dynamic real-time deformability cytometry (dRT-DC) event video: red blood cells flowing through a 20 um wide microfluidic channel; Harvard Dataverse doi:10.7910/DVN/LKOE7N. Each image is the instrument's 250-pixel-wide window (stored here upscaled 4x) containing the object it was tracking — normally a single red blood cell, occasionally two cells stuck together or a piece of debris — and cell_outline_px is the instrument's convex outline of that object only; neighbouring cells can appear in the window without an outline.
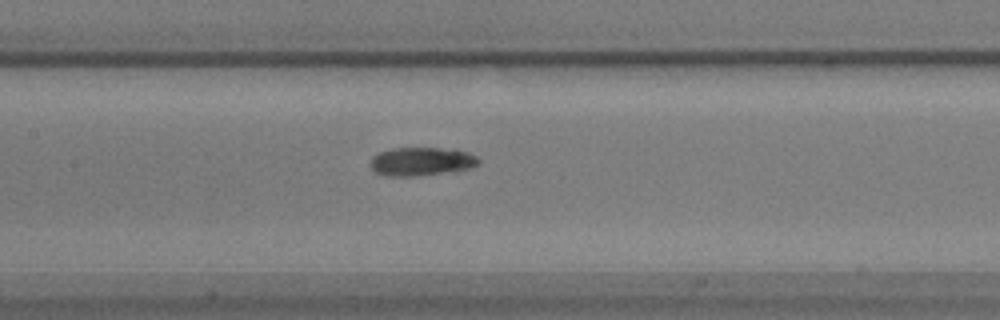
{"species": "common noctule bat (a hibernating species)", "species_latin": "Nyctalus noctula", "temperature_condition": "warm", "stored_images_in_passage": 41, "camera_frame_rate_fps": 3000, "um_per_image_px": 0.085, "animal": {"sex": "male", "body_mass_g": 17.9}, "frame": {"image": 1, "passage_image": 11, "time_ms": 3.333, "image_size_px": [1000, 320], "cell_outline_px": [[480, 160], [476, 164], [468, 168], [456, 172], [416, 176], [388, 176], [376, 172], [372, 168], [372, 156], [380, 152], [392, 148], [456, 148], [468, 152], [476, 156]], "centroid_in_image_um": [35.87, 13.72], "position_along_channel_um": 171.5, "area_um2": 18.09}}
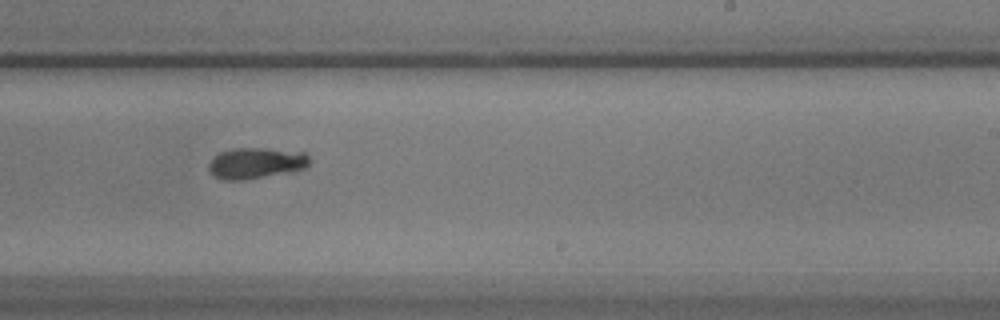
{"frame": {"image": 2, "passage_image": 19, "time_ms": 6.0, "image_size_px": [1000, 320], "cell_outline_px": [[312, 160], [304, 168], [292, 172], [244, 180], [224, 180], [212, 176], [208, 168], [208, 164], [212, 156], [220, 152], [232, 148], [264, 148], [304, 152]], "centroid_in_image_um": [21.72, 13.87], "position_along_channel_um": 267.3, "area_um2": 18.55}}
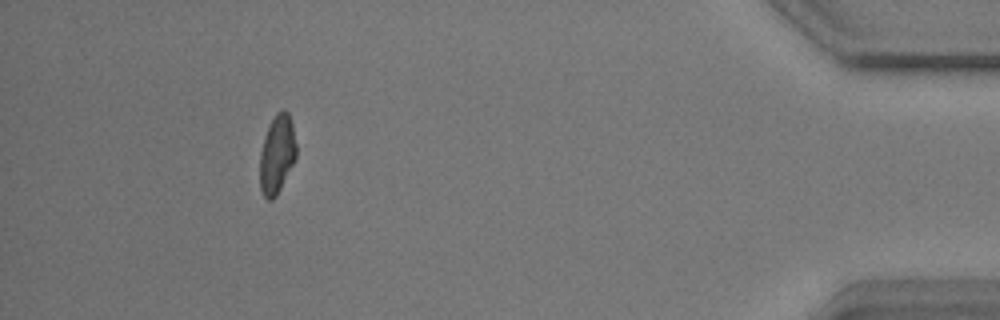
{"frame": {"image": 3, "passage_image": 36, "time_ms": 11.667, "image_size_px": [1000, 320], "cell_outline_px": [[296, 160], [276, 196], [272, 200], [268, 200], [264, 196], [260, 188], [260, 152], [264, 136], [276, 112], [284, 108], [288, 112], [292, 124], [296, 144]], "centroid_in_image_um": [23.55, 13.12], "position_along_channel_um": 411.7, "area_um2": 16.76}, "authors_computed_cell_mechanics": {"area_um2": 17.629, "velocity_mm_per_s": 3.6046, "shape_relaxation_time_tau1_ms": 4.6447, "shape_relaxation_time_tau2_ms": null, "deformation_change_tau1": 0.1558, "deformation_change_tau2": null}}